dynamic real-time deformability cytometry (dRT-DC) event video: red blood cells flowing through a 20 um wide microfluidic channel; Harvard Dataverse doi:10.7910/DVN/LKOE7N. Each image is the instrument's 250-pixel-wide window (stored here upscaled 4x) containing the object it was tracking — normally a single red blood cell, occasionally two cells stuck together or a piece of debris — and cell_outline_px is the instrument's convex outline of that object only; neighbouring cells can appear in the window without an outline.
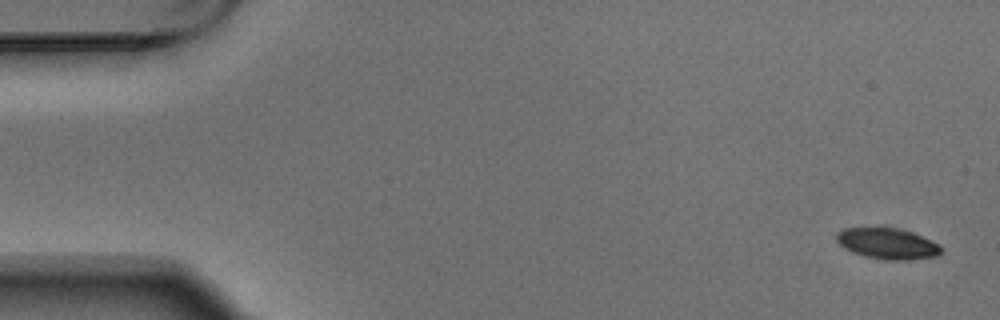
{"species": "Egyptian fruit bat (a non-hibernating species)", "species_latin": "Rousettus aegyptiacus", "temperature_condition": "warm", "stored_images_in_passage": 6, "camera_frame_rate_fps": 3000, "um_per_image_px": 0.085, "animal": {"sex": "male"}, "frame": {"image": 1, "passage_image": 1, "time_ms": 0.0, "image_size_px": [1000, 320], "cell_outline_px": [[940, 252], [936, 256], [908, 260], [884, 260], [864, 256], [852, 252], [844, 248], [836, 240], [836, 232], [844, 228], [896, 228], [912, 232], [940, 244]], "centroid_in_image_um": [75.41, 20.71], "position_along_channel_um": 9.6, "area_um2": 18.79}}
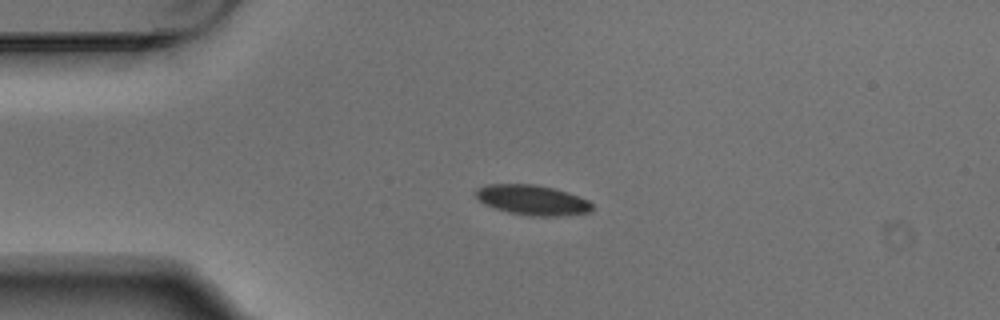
{"frame": {"image": 2, "passage_image": 4, "time_ms": 1.0, "image_size_px": [1000, 320], "cell_outline_px": [[592, 208], [588, 212], [556, 216], [532, 216], [508, 212], [484, 204], [476, 196], [476, 188], [488, 184], [536, 184], [568, 192], [588, 200], [592, 204]], "centroid_in_image_um": [45.23, 16.99], "position_along_channel_um": 39.8, "area_um2": 20.17}}
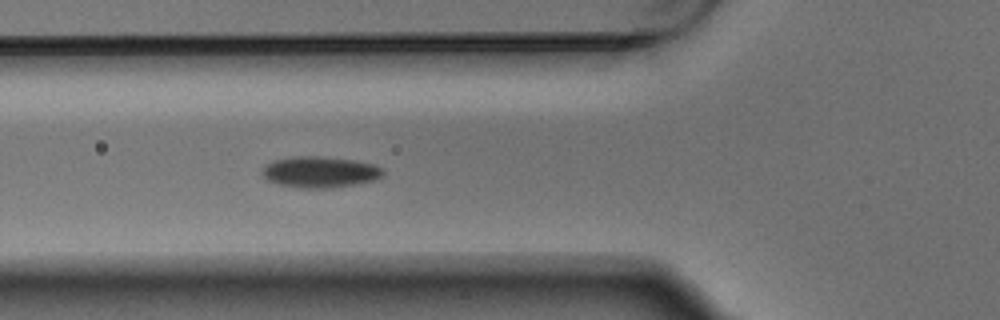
{"frame": {"image": 3, "passage_image": 6, "time_ms": 1.667, "image_size_px": [1000, 320], "cell_outline_px": [[384, 176], [376, 180], [332, 188], [300, 188], [280, 184], [268, 180], [260, 172], [260, 168], [264, 164], [272, 160], [292, 156], [324, 156], [356, 160], [372, 164], [384, 168]], "centroid_in_image_um": [27.19, 14.61], "position_along_channel_um": 98.6, "area_um2": 22.37}}